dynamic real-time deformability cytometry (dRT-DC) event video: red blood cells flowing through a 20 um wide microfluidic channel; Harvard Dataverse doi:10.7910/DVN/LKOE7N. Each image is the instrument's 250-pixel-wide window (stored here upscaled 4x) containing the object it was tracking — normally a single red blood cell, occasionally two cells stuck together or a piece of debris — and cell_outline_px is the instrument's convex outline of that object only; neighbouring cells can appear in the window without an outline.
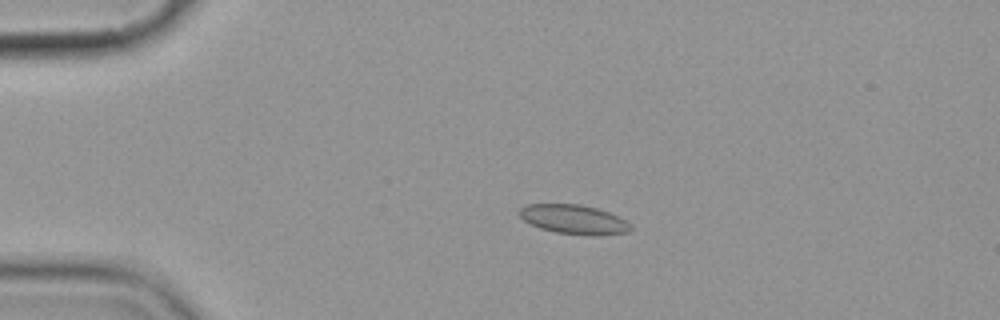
{"species": "common noctule bat (a hibernating species)", "species_latin": "Nyctalus noctula", "temperature_condition": "cold", "stored_images_in_passage": 6, "camera_frame_rate_fps": 3000, "um_per_image_px": 0.085, "animal": {"sex": "female", "body_mass_g": 19.9}, "frame": {"image": 1, "passage_image": 2, "time_ms": 1.333, "image_size_px": [1000, 320], "cell_outline_px": [[632, 228], [628, 232], [596, 236], [588, 236], [556, 232], [540, 228], [524, 220], [520, 216], [520, 208], [528, 204], [580, 204], [596, 208], [608, 212], [628, 220], [632, 224]], "centroid_in_image_um": [48.84, 18.66], "position_along_channel_um": 36.2, "area_um2": 19.07}}
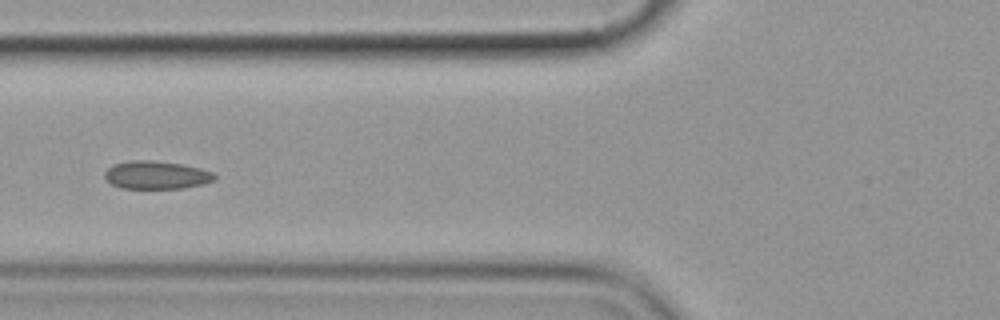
{"frame": {"image": 2, "passage_image": 5, "time_ms": 4.667, "image_size_px": [1000, 320], "cell_outline_px": [[216, 180], [204, 184], [184, 188], [120, 188], [112, 184], [104, 176], [104, 172], [112, 164], [132, 160], [152, 160], [180, 164], [200, 168], [212, 172], [216, 176]], "centroid_in_image_um": [13.29, 14.88], "position_along_channel_um": 112.5, "area_um2": 17.98}}
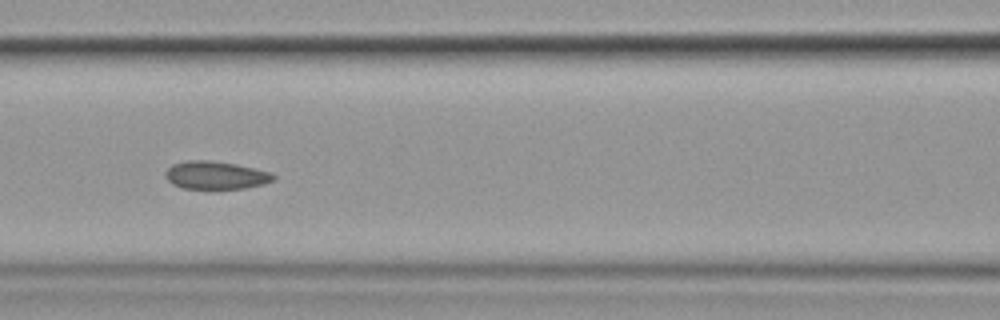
{"frame": {"image": 3, "passage_image": 6, "time_ms": 5.667, "image_size_px": [1000, 320], "cell_outline_px": [[276, 176], [272, 180], [264, 184], [244, 188], [184, 188], [172, 184], [164, 176], [164, 172], [172, 164], [188, 160], [208, 160], [236, 164], [272, 172]], "centroid_in_image_um": [18.32, 14.88], "position_along_channel_um": 148.3, "area_um2": 17.51}}